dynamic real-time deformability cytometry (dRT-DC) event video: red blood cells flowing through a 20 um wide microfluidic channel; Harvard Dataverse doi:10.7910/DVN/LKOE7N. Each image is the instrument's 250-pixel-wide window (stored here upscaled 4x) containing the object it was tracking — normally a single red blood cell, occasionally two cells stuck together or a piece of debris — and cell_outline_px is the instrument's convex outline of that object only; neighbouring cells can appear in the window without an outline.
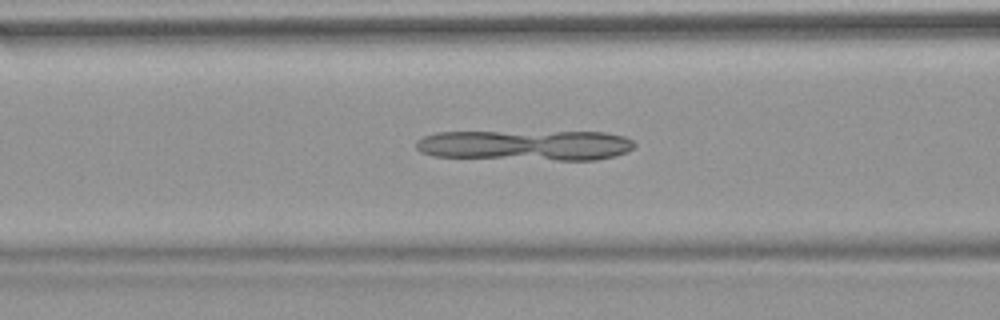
{"species": "common noctule bat (a hibernating species)", "species_latin": "Nyctalus noctula", "temperature_condition": "warm", "stored_images_in_passage": 50, "camera_frame_rate_fps": 3000, "um_per_image_px": 0.085, "animal": {"sex": "female", "body_mass_g": 18.4}, "frame": {"image": 1, "passage_image": 21, "time_ms": 6.667, "image_size_px": [1000, 320], "cell_outline_px": [[636, 144], [632, 148], [624, 152], [612, 156], [596, 160], [556, 160], [436, 156], [420, 152], [416, 148], [416, 140], [424, 136], [436, 132], [604, 132], [624, 136], [632, 140]], "centroid_in_image_um": [44.66, 12.34], "position_along_channel_um": 121.9, "area_um2": 38.61}}
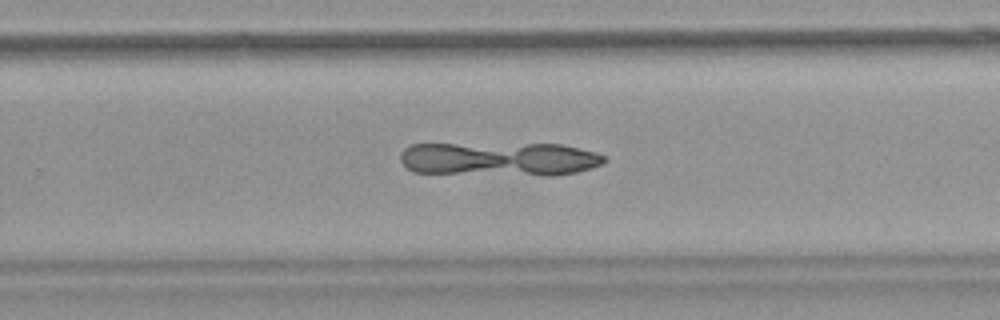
{"frame": {"image": 2, "passage_image": 34, "time_ms": 11.0, "image_size_px": [1000, 320], "cell_outline_px": [[604, 160], [600, 164], [592, 168], [576, 172], [556, 176], [544, 176], [412, 172], [400, 160], [400, 152], [408, 144], [560, 144], [596, 152], [604, 156]], "centroid_in_image_um": [42.42, 13.52], "position_along_channel_um": 287.4, "area_um2": 40.58}}
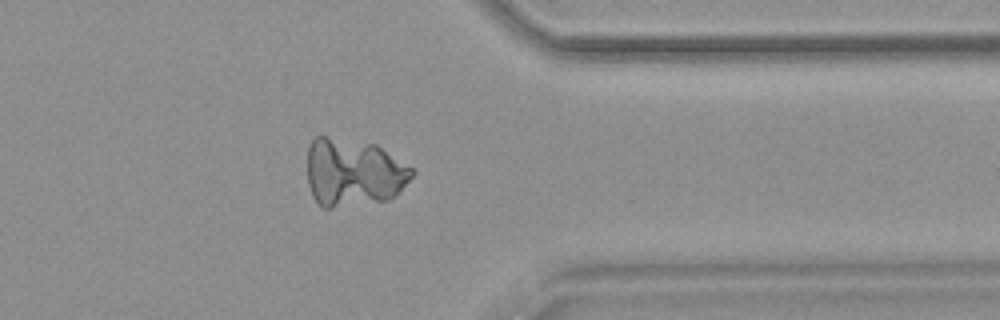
{"frame": {"image": 3, "passage_image": 42, "time_ms": 13.667, "image_size_px": [1000, 320], "cell_outline_px": [[416, 172], [388, 200], [332, 208], [320, 208], [312, 196], [308, 184], [308, 148], [312, 140], [316, 136], [324, 136], [376, 144], [412, 168]], "centroid_in_image_um": [30.0, 14.67], "position_along_channel_um": 381.4, "area_um2": 41.27}}